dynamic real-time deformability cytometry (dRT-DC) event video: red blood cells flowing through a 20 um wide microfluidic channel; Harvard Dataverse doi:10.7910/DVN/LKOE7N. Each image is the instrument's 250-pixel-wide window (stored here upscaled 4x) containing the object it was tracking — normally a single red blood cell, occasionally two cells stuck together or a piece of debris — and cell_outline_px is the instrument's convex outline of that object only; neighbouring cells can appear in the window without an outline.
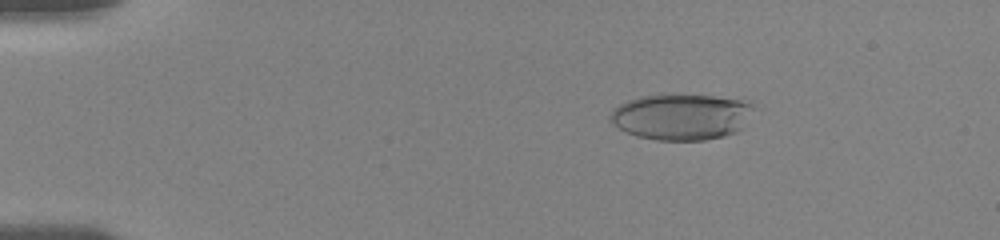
{"species": "human", "species_latin": "Homo sapiens", "temperature_condition": "room temperature", "stored_images_in_passage": 34, "camera_frame_rate_fps": 3000, "um_per_image_px": 0.085, "donor": {"sex": "female"}, "frame": {"image": 1, "passage_image": 15, "time_ms": 3.0, "image_size_px": [1000, 240], "cell_outline_px": [[752, 108], [744, 128], [736, 132], [724, 136], [704, 140], [656, 140], [636, 136], [620, 128], [608, 120], [608, 116], [612, 108], [628, 100], [640, 96], [672, 92], [712, 96], [740, 100], [752, 104]], "centroid_in_image_um": [57.87, 9.9], "position_along_channel_um": 27.1, "area_um2": 39.07}}
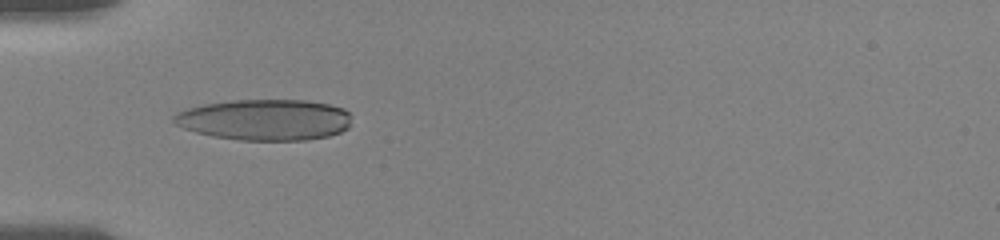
{"frame": {"image": 2, "passage_image": 27, "time_ms": 6.0, "image_size_px": [1000, 240], "cell_outline_px": [[352, 116], [348, 128], [340, 132], [328, 136], [304, 140], [240, 140], [212, 136], [196, 132], [184, 128], [176, 124], [172, 120], [172, 116], [176, 112], [188, 108], [204, 104], [232, 100], [308, 100], [328, 104], [344, 108]], "centroid_in_image_um": [22.52, 10.17], "position_along_channel_um": 62.5, "area_um2": 42.71}}
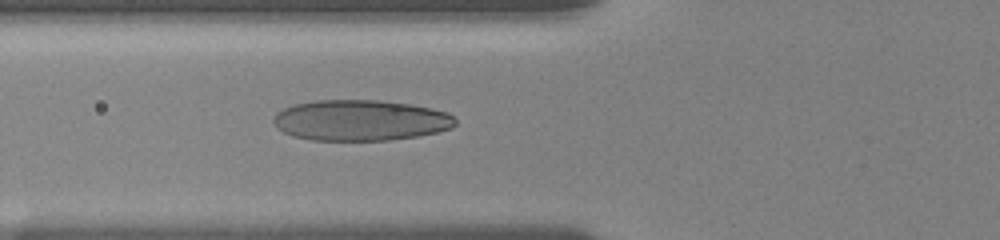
{"frame": {"image": 3, "passage_image": 31, "time_ms": 7.0, "image_size_px": [1000, 240], "cell_outline_px": [[456, 124], [452, 128], [420, 136], [388, 140], [312, 140], [292, 136], [276, 128], [272, 120], [276, 112], [284, 108], [296, 104], [316, 100], [380, 100], [408, 104], [432, 108], [448, 112], [456, 120]], "centroid_in_image_um": [30.63, 10.23], "position_along_channel_um": 95.2, "area_um2": 43.41}}